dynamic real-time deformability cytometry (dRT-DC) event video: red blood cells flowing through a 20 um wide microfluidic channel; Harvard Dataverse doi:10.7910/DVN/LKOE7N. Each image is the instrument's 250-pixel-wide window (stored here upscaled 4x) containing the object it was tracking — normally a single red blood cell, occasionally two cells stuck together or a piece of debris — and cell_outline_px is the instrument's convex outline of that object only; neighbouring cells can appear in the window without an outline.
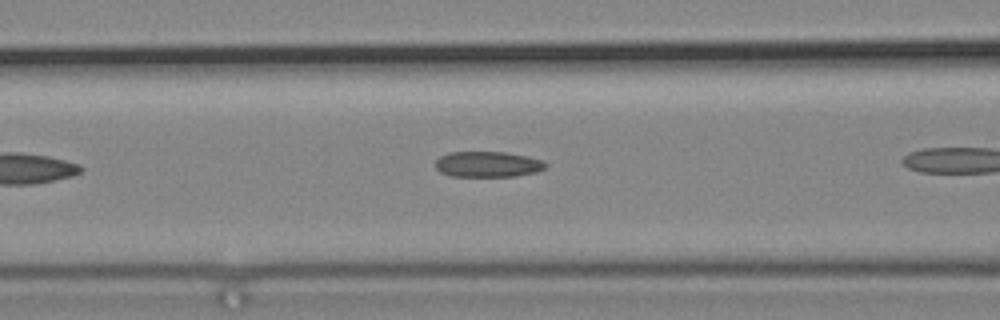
{"species": "common noctule bat (a hibernating species)", "species_latin": "Nyctalus noctula", "temperature_condition": "cold", "stored_images_in_passage": 13, "camera_frame_rate_fps": 3000, "um_per_image_px": 0.085, "animal": {"sex": "male", "body_mass_g": 19.2, "forearm_length_mm": 51.8}, "frame": {"image": 1, "passage_image": 8, "time_ms": 2.333, "image_size_px": [1000, 320], "cell_outline_px": [[548, 164], [544, 168], [536, 172], [516, 176], [452, 176], [440, 172], [436, 168], [436, 160], [440, 156], [448, 152], [504, 152], [528, 156], [540, 160]], "centroid_in_image_um": [41.44, 13.96], "position_along_channel_um": 125.2, "area_um2": 16.42}}